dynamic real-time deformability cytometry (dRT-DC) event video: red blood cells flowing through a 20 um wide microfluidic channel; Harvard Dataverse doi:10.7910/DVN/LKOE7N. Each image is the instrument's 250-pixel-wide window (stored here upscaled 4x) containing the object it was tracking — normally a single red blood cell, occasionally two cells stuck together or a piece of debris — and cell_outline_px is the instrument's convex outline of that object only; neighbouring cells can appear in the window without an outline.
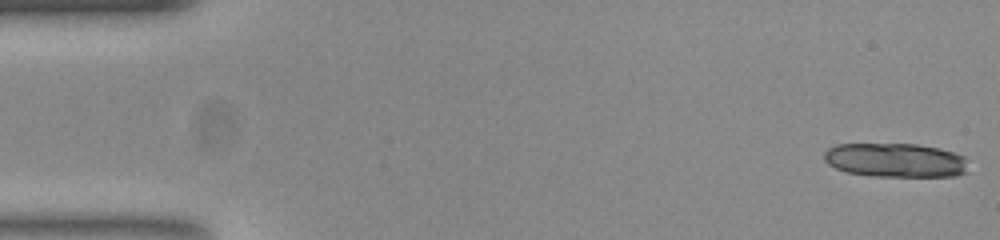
{"species": "common noctule bat (a hibernating species)", "species_latin": "Nyctalus noctula", "temperature_condition": "room temperature", "stored_images_in_passage": 52, "camera_frame_rate_fps": 3000, "um_per_image_px": 0.085, "animal": {"sex": "female", "body_mass_g": 23.0, "forearm_length_mm": 53.4}, "frame": {"image": 1, "passage_image": 1, "time_ms": 0.0, "image_size_px": [1000, 240], "cell_outline_px": [[968, 172], [956, 176], [872, 176], [848, 172], [836, 168], [828, 164], [824, 160], [824, 152], [828, 148], [836, 144], [916, 144], [936, 148], [952, 152], [964, 156]], "centroid_in_image_um": [76.09, 13.62], "position_along_channel_um": 8.9, "area_um2": 28.55}}
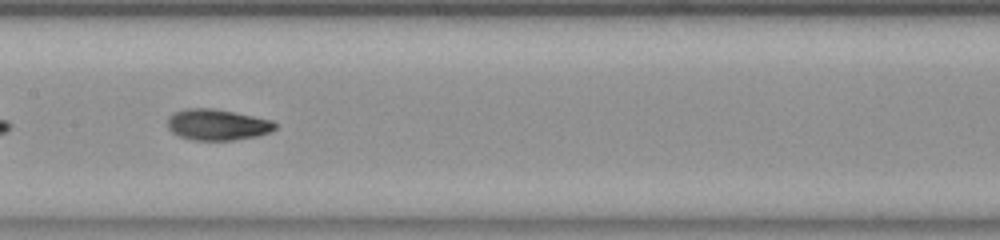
{"frame": {"image": 2, "passage_image": 26, "time_ms": 8.333, "image_size_px": [1000, 240], "cell_outline_px": [[276, 128], [272, 132], [256, 136], [232, 140], [192, 140], [180, 136], [172, 132], [168, 128], [168, 116], [172, 112], [184, 108], [212, 108], [236, 112], [272, 120], [276, 124]], "centroid_in_image_um": [18.46, 10.59], "position_along_channel_um": 188.9, "area_um2": 19.65}}
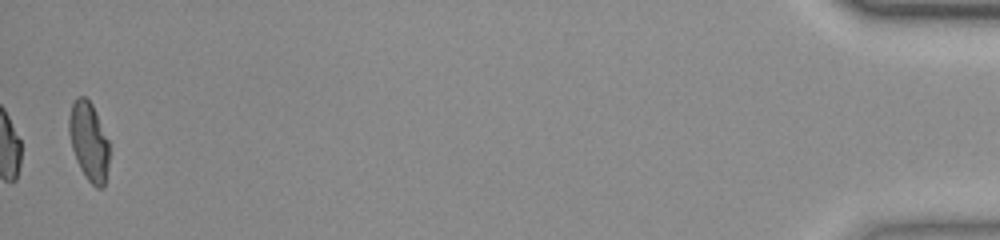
{"frame": {"image": 3, "passage_image": 52, "time_ms": 17.0, "image_size_px": [1000, 240], "cell_outline_px": [[108, 164], [104, 188], [96, 188], [88, 180], [80, 168], [76, 160], [72, 148], [68, 132], [68, 116], [72, 104], [76, 96], [84, 96], [92, 104], [96, 112], [108, 140]], "centroid_in_image_um": [7.53, 12.0], "position_along_channel_um": 427.7, "area_um2": 18.44}, "authors_computed_cell_mechanics": {"area_um2": 19.3052, "velocity_mm_per_s": 3.8704, "shape_relaxation_time_tau1_ms": 3.8085, "shape_relaxation_time_tau2_ms": 2.355, "deformation_change_tau1": 0.1839, "deformation_change_tau2": 0.0825}}